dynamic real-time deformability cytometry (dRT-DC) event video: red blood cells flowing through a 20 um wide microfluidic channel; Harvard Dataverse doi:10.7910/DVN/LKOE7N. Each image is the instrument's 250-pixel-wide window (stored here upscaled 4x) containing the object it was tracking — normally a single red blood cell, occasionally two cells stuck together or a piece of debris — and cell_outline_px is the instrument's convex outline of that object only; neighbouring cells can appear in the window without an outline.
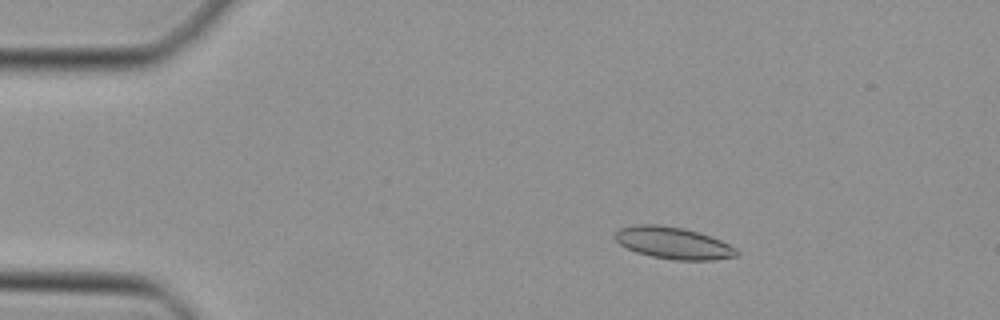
{"species": "Egyptian fruit bat (a non-hibernating species)", "species_latin": "Rousettus aegyptiacus", "temperature_condition": "cold", "stored_images_in_passage": 47, "camera_frame_rate_fps": 3000, "um_per_image_px": 0.085, "animal": {"sex": "female"}, "frame": {"image": 1, "passage_image": 8, "time_ms": 2.333, "image_size_px": [1000, 320], "cell_outline_px": [[740, 256], [712, 260], [676, 260], [652, 256], [636, 252], [620, 244], [612, 236], [620, 228], [636, 224], [660, 224], [684, 228], [700, 232], [720, 240], [736, 248], [740, 252]], "centroid_in_image_um": [57.25, 20.65], "position_along_channel_um": 27.8, "area_um2": 22.77}}
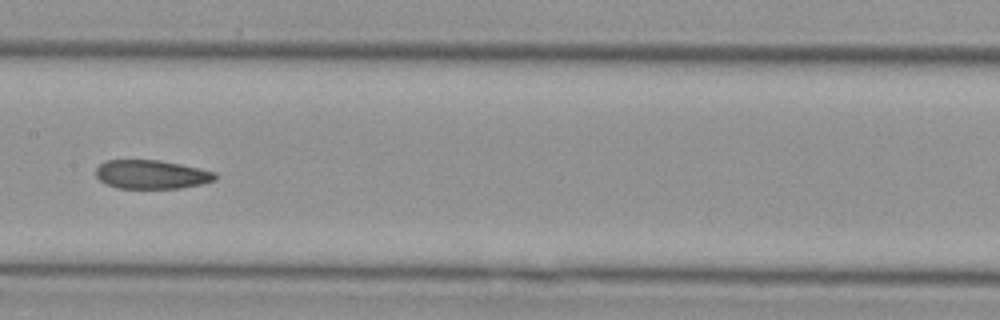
{"frame": {"image": 2, "passage_image": 24, "time_ms": 7.667, "image_size_px": [1000, 320], "cell_outline_px": [[216, 180], [200, 184], [180, 188], [120, 188], [108, 184], [100, 180], [96, 176], [96, 168], [104, 160], [160, 160], [180, 164], [216, 172]], "centroid_in_image_um": [12.87, 14.82], "position_along_channel_um": 194.5, "area_um2": 19.88}}
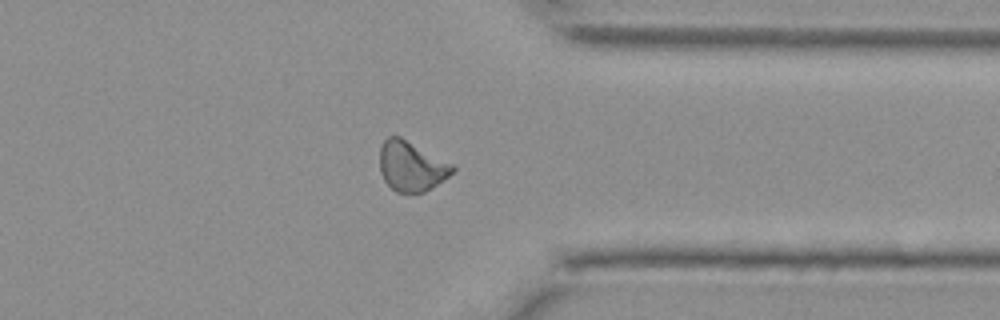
{"frame": {"image": 3, "passage_image": 37, "time_ms": 12.0, "image_size_px": [1000, 320], "cell_outline_px": [[456, 168], [444, 180], [432, 188], [424, 192], [396, 192], [384, 180], [380, 172], [380, 148], [384, 140], [388, 136], [400, 136], [452, 164]], "centroid_in_image_um": [34.95, 14.13], "position_along_channel_um": 376.4, "area_um2": 20.98}}